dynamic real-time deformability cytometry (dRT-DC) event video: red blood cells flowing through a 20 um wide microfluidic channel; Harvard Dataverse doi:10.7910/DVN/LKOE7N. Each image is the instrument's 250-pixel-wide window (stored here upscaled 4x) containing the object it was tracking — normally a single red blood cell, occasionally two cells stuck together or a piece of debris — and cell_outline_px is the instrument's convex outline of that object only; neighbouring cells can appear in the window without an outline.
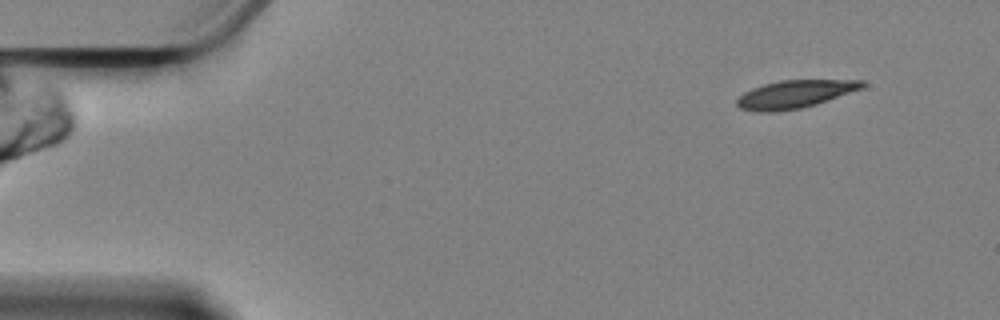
{"species": "Egyptian fruit bat (a non-hibernating species)", "species_latin": "Rousettus aegyptiacus", "temperature_condition": "cold", "stored_images_in_passage": 25, "camera_frame_rate_fps": 3000, "um_per_image_px": 0.085, "animal": {"sex": "female"}, "frame": {"image": 1, "passage_image": 1, "time_ms": 0.0, "image_size_px": [1000, 320], "cell_outline_px": [[864, 88], [816, 104], [800, 108], [776, 112], [756, 112], [740, 108], [736, 104], [736, 100], [744, 92], [752, 88], [764, 84], [780, 80], [864, 80]], "centroid_in_image_um": [67.55, 8.01], "position_along_channel_um": 17.5, "area_um2": 20.35}}
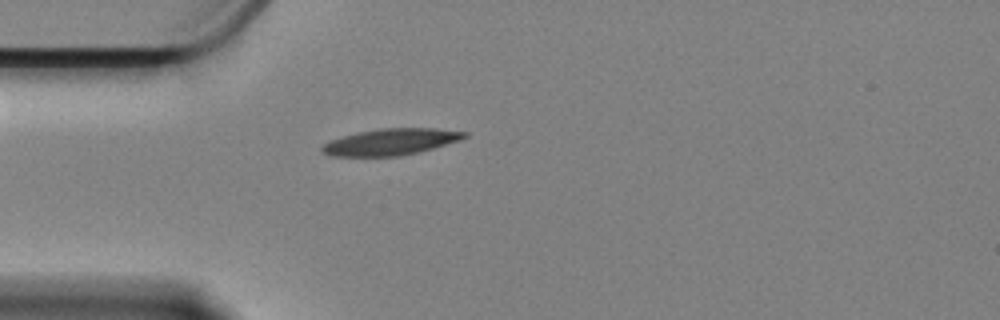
{"frame": {"image": 2, "passage_image": 15, "time_ms": 4.667, "image_size_px": [1000, 320], "cell_outline_px": [[468, 136], [460, 140], [420, 152], [400, 156], [328, 156], [320, 148], [324, 144], [332, 140], [356, 132], [376, 128], [436, 128], [468, 132]], "centroid_in_image_um": [33.24, 12.05], "position_along_channel_um": 51.8, "area_um2": 22.02}}